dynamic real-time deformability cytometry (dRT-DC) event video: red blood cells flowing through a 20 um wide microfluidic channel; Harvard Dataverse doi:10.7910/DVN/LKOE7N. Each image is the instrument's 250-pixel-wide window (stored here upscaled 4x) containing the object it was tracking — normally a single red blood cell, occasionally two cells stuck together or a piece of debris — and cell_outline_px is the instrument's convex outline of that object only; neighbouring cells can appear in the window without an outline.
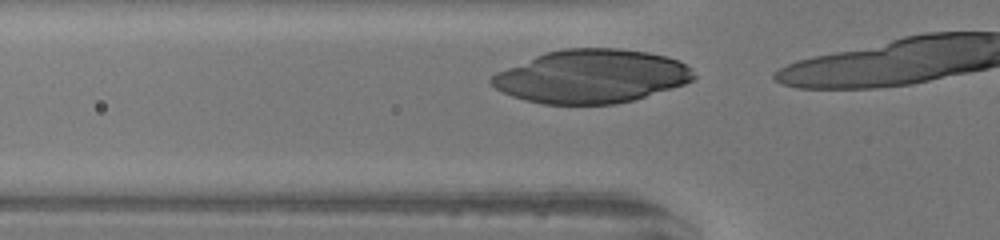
{"species": "human", "species_latin": "Homo sapiens", "temperature_condition": "warm", "stored_images_in_passage": 5, "camera_frame_rate_fps": 3000, "um_per_image_px": 0.085, "donor": {"sex": "female"}, "frame": {"image": 1, "passage_image": 3, "time_ms": 0.667, "image_size_px": [1000, 240], "cell_outline_px": [[696, 76], [692, 80], [684, 84], [632, 100], [616, 104], [544, 104], [512, 96], [496, 88], [488, 80], [496, 72], [544, 52], [564, 48], [616, 48], [648, 52], [668, 56], [692, 68]], "centroid_in_image_um": [50.26, 6.48], "position_along_channel_um": 75.5, "area_um2": 62.71}}